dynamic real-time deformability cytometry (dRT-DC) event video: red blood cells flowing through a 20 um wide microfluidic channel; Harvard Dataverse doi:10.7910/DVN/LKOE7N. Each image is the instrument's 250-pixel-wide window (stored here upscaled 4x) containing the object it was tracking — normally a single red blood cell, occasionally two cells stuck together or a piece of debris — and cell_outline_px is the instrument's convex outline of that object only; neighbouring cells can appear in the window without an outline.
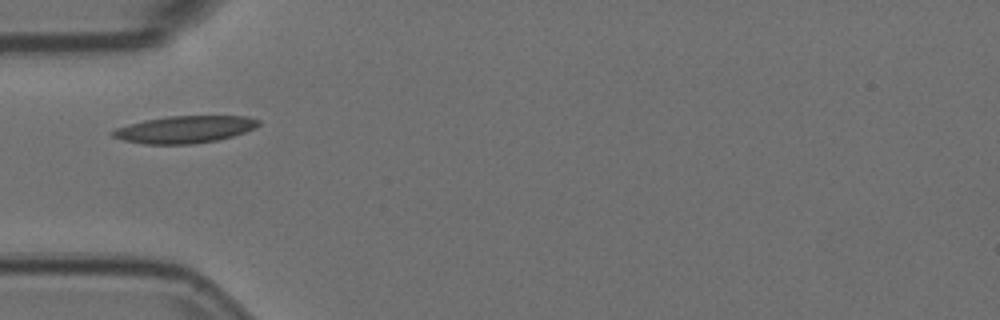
{"species": "Egyptian fruit bat (a non-hibernating species)", "species_latin": "Rousettus aegyptiacus", "temperature_condition": "room temperature", "stored_images_in_passage": 7, "camera_frame_rate_fps": 3000, "um_per_image_px": 0.085, "animal": {"sex": "female"}, "frame": {"image": 1, "passage_image": 4, "time_ms": 1.0, "image_size_px": [1000, 320], "cell_outline_px": [[260, 124], [256, 128], [232, 136], [216, 140], [192, 144], [144, 144], [124, 140], [112, 136], [108, 132], [116, 128], [144, 120], [168, 116], [248, 116], [260, 120]], "centroid_in_image_um": [15.7, 11.0], "position_along_channel_um": 69.3, "area_um2": 23.06}}
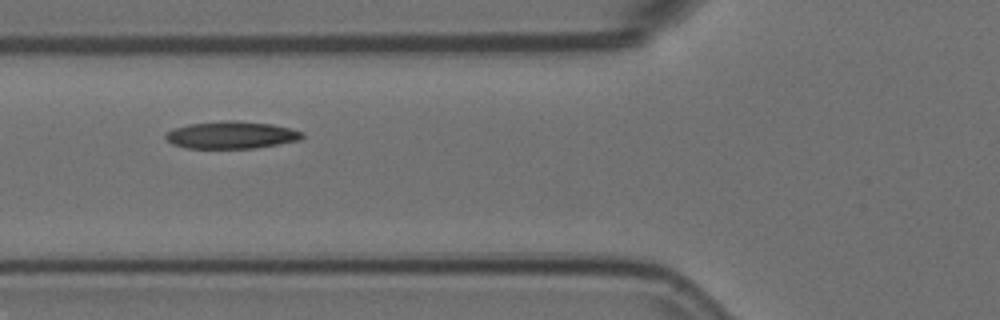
{"frame": {"image": 2, "passage_image": 5, "time_ms": 1.333, "image_size_px": [1000, 320], "cell_outline_px": [[304, 136], [300, 140], [280, 144], [256, 148], [184, 148], [172, 144], [164, 136], [172, 128], [188, 124], [220, 120], [232, 120], [272, 124], [292, 128], [304, 132]], "centroid_in_image_um": [19.68, 11.47], "position_along_channel_um": 106.1, "area_um2": 22.02}}
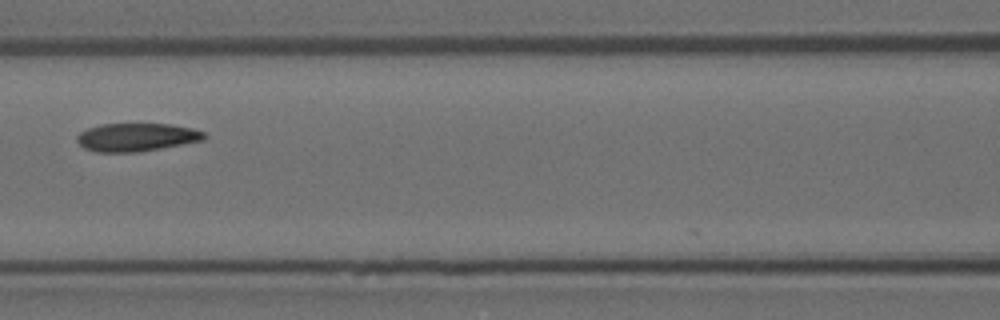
{"frame": {"image": 3, "passage_image": 6, "time_ms": 1.667, "image_size_px": [1000, 320], "cell_outline_px": [[208, 136], [204, 140], [160, 148], [136, 152], [96, 152], [84, 148], [76, 140], [76, 136], [80, 132], [88, 128], [100, 124], [172, 124], [192, 128], [204, 132]], "centroid_in_image_um": [11.6, 11.66], "position_along_channel_um": 155.0, "area_um2": 20.87}}